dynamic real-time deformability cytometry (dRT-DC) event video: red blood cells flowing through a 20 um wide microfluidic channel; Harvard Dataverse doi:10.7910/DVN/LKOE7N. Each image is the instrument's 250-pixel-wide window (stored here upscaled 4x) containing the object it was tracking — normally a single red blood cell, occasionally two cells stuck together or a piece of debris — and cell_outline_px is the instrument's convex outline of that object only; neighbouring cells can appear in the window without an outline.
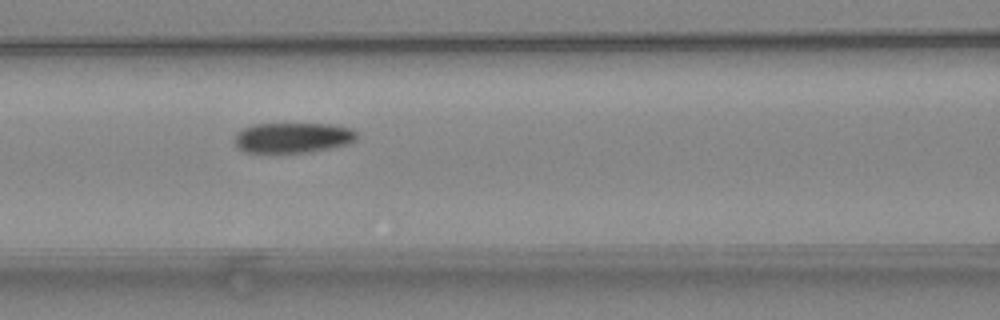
{"species": "common noctule bat (a hibernating species)", "species_latin": "Nyctalus noctula", "temperature_condition": "warm", "stored_images_in_passage": 7, "camera_frame_rate_fps": 3000, "um_per_image_px": 0.085, "animal": {"sex": "female", "body_mass_g": 24.6, "forearm_length_mm": 56.2}, "frame": {"image": 1, "passage_image": 6, "time_ms": 1.667, "image_size_px": [1000, 320], "cell_outline_px": [[356, 140], [348, 144], [312, 152], [244, 152], [236, 148], [232, 140], [236, 132], [252, 124], [332, 124], [352, 128], [356, 132]], "centroid_in_image_um": [24.85, 11.7], "position_along_channel_um": 141.8, "area_um2": 21.85}}
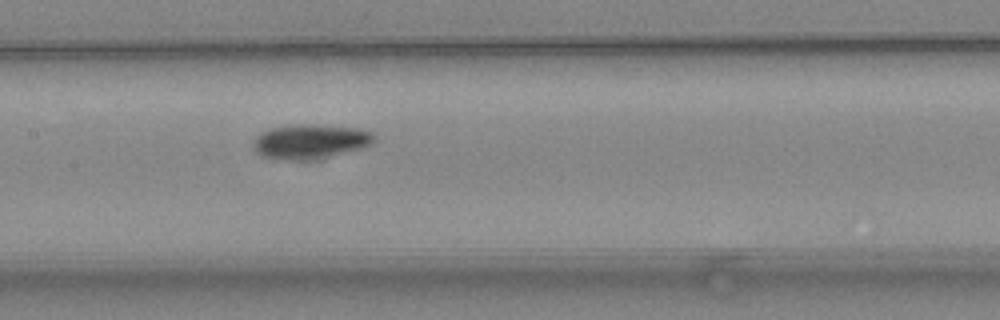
{"frame": {"image": 2, "passage_image": 7, "time_ms": 2.0, "image_size_px": [1000, 320], "cell_outline_px": [[376, 136], [372, 144], [312, 160], [284, 160], [260, 156], [256, 152], [256, 136], [268, 128], [288, 124], [316, 124], [356, 128], [368, 132]], "centroid_in_image_um": [26.31, 12.01], "position_along_channel_um": 181.1, "area_um2": 23.99}}